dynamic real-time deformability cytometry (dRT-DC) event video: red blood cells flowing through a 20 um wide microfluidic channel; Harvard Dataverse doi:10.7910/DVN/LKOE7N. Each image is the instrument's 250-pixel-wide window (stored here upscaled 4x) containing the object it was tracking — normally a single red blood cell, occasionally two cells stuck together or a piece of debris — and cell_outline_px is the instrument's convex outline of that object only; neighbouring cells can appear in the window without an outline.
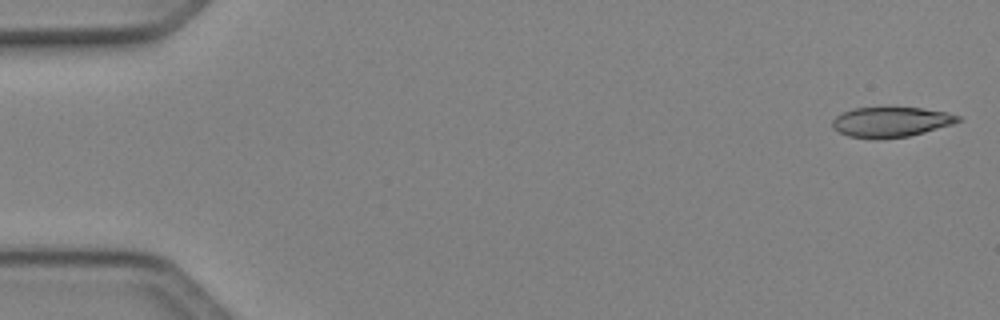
{"species": "Egyptian fruit bat (a non-hibernating species)", "species_latin": "Rousettus aegyptiacus", "temperature_condition": "cold", "stored_images_in_passage": 49, "camera_frame_rate_fps": 3000, "um_per_image_px": 0.085, "animal": {"sex": "female"}, "frame": {"image": 1, "passage_image": 1, "time_ms": 0.0, "image_size_px": [1000, 320], "cell_outline_px": [[960, 120], [952, 124], [924, 132], [908, 136], [880, 140], [848, 136], [832, 128], [832, 120], [836, 116], [852, 108], [920, 108], [944, 112], [960, 116]], "centroid_in_image_um": [75.68, 10.38], "position_along_channel_um": 9.3, "area_um2": 21.85}}
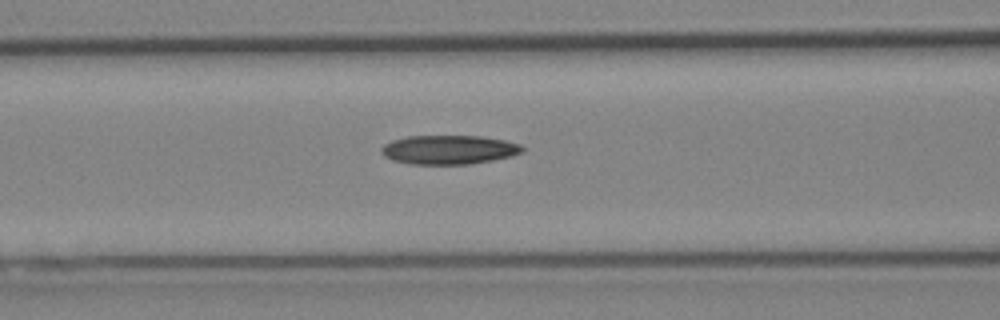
{"frame": {"image": 2, "passage_image": 20, "time_ms": 6.333, "image_size_px": [1000, 320], "cell_outline_px": [[524, 148], [520, 152], [512, 156], [492, 160], [468, 164], [408, 164], [392, 160], [384, 156], [380, 152], [380, 148], [384, 144], [392, 140], [408, 136], [480, 136], [504, 140], [520, 144]], "centroid_in_image_um": [38.11, 12.72], "position_along_channel_um": 128.5, "area_um2": 23.87}}
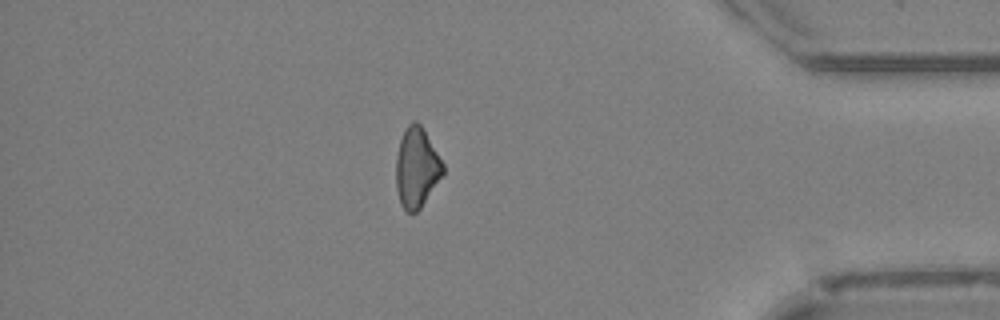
{"frame": {"image": 3, "passage_image": 42, "time_ms": 13.667, "image_size_px": [1000, 320], "cell_outline_px": [[444, 172], [420, 208], [416, 212], [408, 212], [400, 204], [396, 188], [396, 156], [400, 140], [408, 124], [412, 120], [416, 120], [420, 124], [444, 164]], "centroid_in_image_um": [35.4, 14.24], "position_along_channel_um": 399.8, "area_um2": 21.56}}